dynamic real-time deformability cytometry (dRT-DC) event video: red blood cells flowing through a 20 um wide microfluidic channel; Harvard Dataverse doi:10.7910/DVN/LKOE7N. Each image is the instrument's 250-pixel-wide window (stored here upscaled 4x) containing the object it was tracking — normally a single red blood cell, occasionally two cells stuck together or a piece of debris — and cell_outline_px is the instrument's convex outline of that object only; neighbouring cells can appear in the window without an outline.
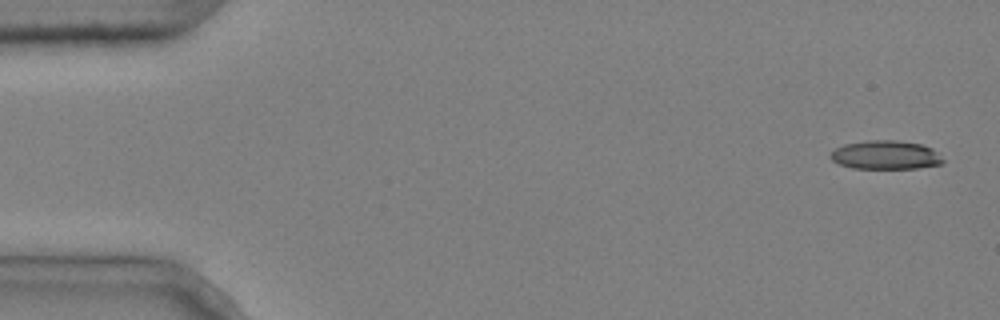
{"species": "common noctule bat (a hibernating species)", "species_latin": "Nyctalus noctula", "temperature_condition": "cold", "stored_images_in_passage": 6, "camera_frame_rate_fps": 3000, "um_per_image_px": 0.085, "animal": {"sex": "male", "body_mass_g": 20.4}, "frame": {"image": 1, "passage_image": 1, "time_ms": 0.0, "image_size_px": [1000, 320], "cell_outline_px": [[944, 160], [940, 164], [916, 168], [852, 168], [840, 164], [832, 160], [828, 156], [836, 148], [844, 144], [868, 140], [896, 140], [920, 144], [932, 148]], "centroid_in_image_um": [75.25, 13.17], "position_along_channel_um": 9.8, "area_um2": 18.67}}
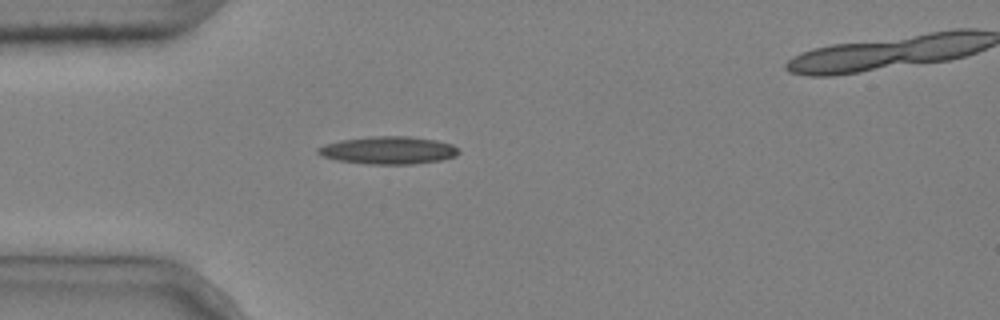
{"frame": {"image": 2, "passage_image": 5, "time_ms": 1.333, "image_size_px": [1000, 320], "cell_outline_px": [[460, 152], [456, 156], [440, 160], [412, 164], [368, 164], [336, 160], [324, 156], [316, 152], [316, 148], [324, 144], [340, 140], [368, 136], [408, 136], [436, 140], [452, 144]], "centroid_in_image_um": [32.98, 12.76], "position_along_channel_um": 52.0, "area_um2": 22.72}}